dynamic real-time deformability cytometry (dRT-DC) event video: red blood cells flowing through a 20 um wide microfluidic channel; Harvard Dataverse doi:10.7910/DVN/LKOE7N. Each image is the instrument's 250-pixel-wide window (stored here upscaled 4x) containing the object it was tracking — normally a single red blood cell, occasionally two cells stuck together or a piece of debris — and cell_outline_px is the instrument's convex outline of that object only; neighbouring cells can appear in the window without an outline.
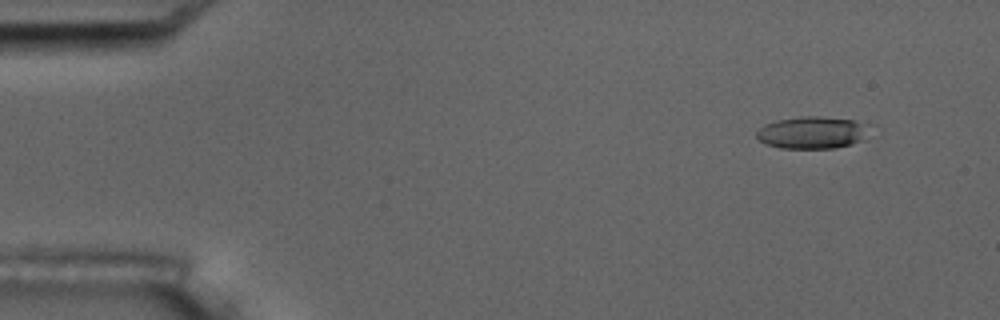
{"species": "common noctule bat (a hibernating species)", "species_latin": "Nyctalus noctula", "temperature_condition": "room temperature", "stored_images_in_passage": 5, "camera_frame_rate_fps": 3000, "um_per_image_px": 0.085, "animal": {"sex": "male", "body_mass_g": 17.5, "forearm_length_mm": 52.3}, "frame": {"image": 1, "passage_image": 2, "time_ms": 1.333, "image_size_px": [1000, 320], "cell_outline_px": [[864, 124], [860, 140], [852, 144], [836, 148], [780, 148], [764, 144], [756, 136], [756, 132], [764, 124], [776, 120], [800, 116], [820, 116], [852, 120]], "centroid_in_image_um": [68.89, 11.27], "position_along_channel_um": 16.1, "area_um2": 20.69}}
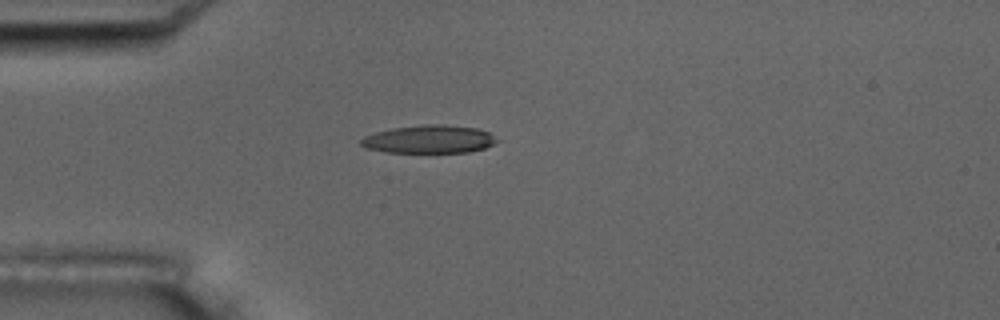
{"frame": {"image": 2, "passage_image": 5, "time_ms": 4.667, "image_size_px": [1000, 320], "cell_outline_px": [[500, 140], [484, 148], [468, 152], [384, 152], [368, 148], [360, 144], [360, 140], [364, 136], [376, 132], [392, 128], [424, 124], [444, 124], [476, 128], [488, 132]], "centroid_in_image_um": [36.47, 11.83], "position_along_channel_um": 48.5, "area_um2": 22.14}}